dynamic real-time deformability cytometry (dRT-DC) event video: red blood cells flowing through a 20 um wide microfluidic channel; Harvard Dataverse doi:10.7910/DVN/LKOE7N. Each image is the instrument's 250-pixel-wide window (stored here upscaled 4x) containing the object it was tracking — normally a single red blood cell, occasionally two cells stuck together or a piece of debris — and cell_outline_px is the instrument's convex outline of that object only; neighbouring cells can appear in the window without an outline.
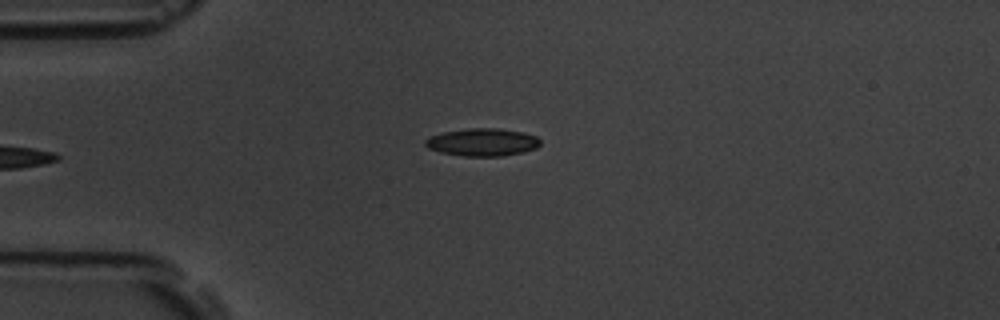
{"species": "common noctule bat (a hibernating species)", "species_latin": "Nyctalus noctula", "temperature_condition": "room temperature", "stored_images_in_passage": 6, "camera_frame_rate_fps": 3000, "um_per_image_px": 0.085, "animal": {"sex": "male", "body_mass_g": 19.5, "forearm_length_mm": 54.6}, "frame": {"image": 1, "passage_image": 6, "time_ms": 6.333, "image_size_px": [1000, 320], "cell_outline_px": [[540, 144], [536, 148], [524, 152], [504, 156], [464, 156], [440, 152], [428, 148], [424, 144], [424, 140], [428, 136], [444, 132], [468, 128], [496, 128], [524, 132], [536, 136], [540, 140]], "centroid_in_image_um": [41.0, 12.09], "position_along_channel_um": 44.0, "area_um2": 18.67}}